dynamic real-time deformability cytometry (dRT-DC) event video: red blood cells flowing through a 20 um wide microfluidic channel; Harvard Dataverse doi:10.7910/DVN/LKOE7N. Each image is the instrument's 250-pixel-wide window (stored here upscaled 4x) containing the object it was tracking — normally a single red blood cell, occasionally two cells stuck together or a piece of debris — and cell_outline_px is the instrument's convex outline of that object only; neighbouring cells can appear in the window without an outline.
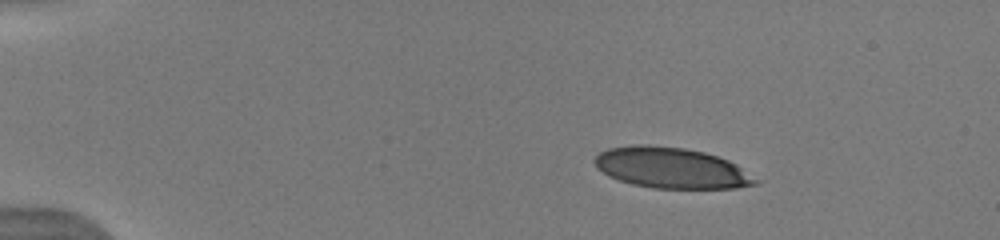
{"species": "human", "species_latin": "Homo sapiens", "temperature_condition": "warm", "stored_images_in_passage": 35, "camera_frame_rate_fps": 3000, "um_per_image_px": 0.085, "donor": {"sex": "male"}, "frame": {"image": 1, "passage_image": 5, "time_ms": 2.333, "image_size_px": [1000, 240], "cell_outline_px": [[764, 180], [756, 184], [736, 188], [652, 188], [632, 184], [608, 176], [596, 168], [592, 160], [600, 152], [608, 148], [636, 144], [648, 144], [684, 148], [704, 152], [728, 160], [736, 164]], "centroid_in_image_um": [57.09, 14.27], "position_along_channel_um": 27.9, "area_um2": 38.67}}
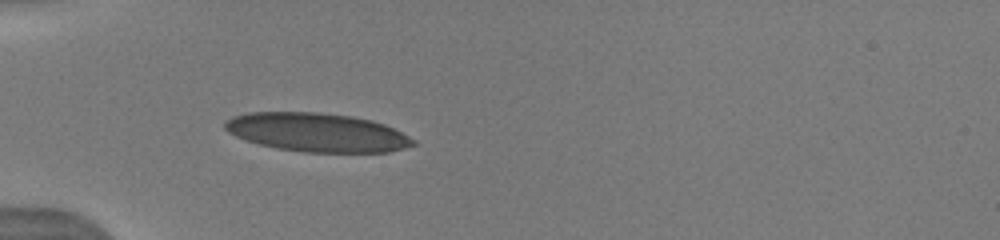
{"frame": {"image": 2, "passage_image": 10, "time_ms": 5.0, "image_size_px": [1000, 240], "cell_outline_px": [[416, 144], [404, 148], [388, 152], [304, 152], [276, 148], [260, 144], [236, 136], [228, 132], [224, 128], [224, 124], [232, 116], [248, 112], [320, 112], [352, 116], [372, 120], [384, 124], [416, 140]], "centroid_in_image_um": [26.95, 11.25], "position_along_channel_um": 58.1, "area_um2": 42.37}}
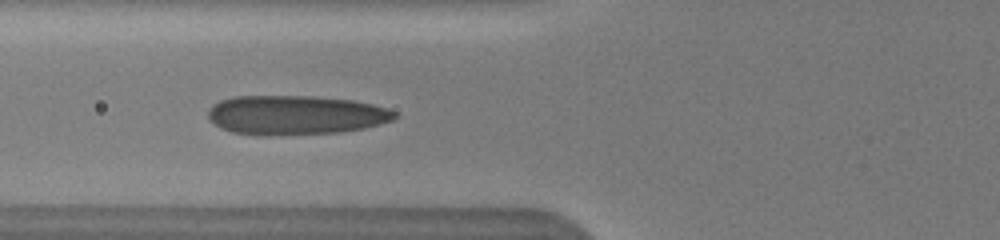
{"frame": {"image": 3, "passage_image": 12, "time_ms": 6.333, "image_size_px": [1000, 240], "cell_outline_px": [[400, 116], [392, 120], [380, 124], [364, 128], [340, 132], [264, 136], [232, 132], [220, 128], [208, 116], [208, 108], [212, 104], [220, 100], [232, 96], [312, 96], [352, 100], [372, 104], [388, 108], [396, 112]], "centroid_in_image_um": [25.12, 9.78], "position_along_channel_um": 100.7, "area_um2": 43.0}, "authors_computed_cell_mechanics": {"area_um2": 39.8242, "velocity_mm_per_s": 4.0859, "shape_relaxation_time_tau1_ms": 4.3422, "shape_relaxation_time_tau2_ms": null, "deformation_change_tau1": 0.1702, "deformation_change_tau2": null}}